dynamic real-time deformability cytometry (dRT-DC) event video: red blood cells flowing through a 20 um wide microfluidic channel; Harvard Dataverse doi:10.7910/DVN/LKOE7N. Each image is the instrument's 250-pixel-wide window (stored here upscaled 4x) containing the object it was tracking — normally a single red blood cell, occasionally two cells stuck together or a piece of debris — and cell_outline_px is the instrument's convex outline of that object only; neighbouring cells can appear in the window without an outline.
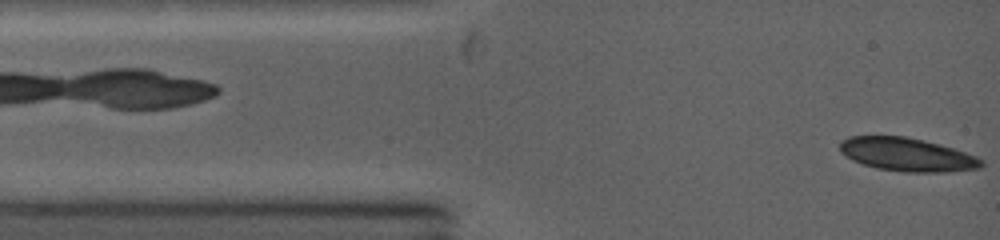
{"species": "common noctule bat (a hibernating species)", "species_latin": "Nyctalus noctula", "temperature_condition": "warm", "stored_images_in_passage": 2, "camera_frame_rate_fps": 5000, "um_per_image_px": 0.085, "animal": {"sex": "female", "body_mass_g": 19.0, "forearm_length_mm": 53.3}, "frame": {"image": 1, "passage_image": 1, "time_ms": 0.0, "image_size_px": [1000, 240], "cell_outline_px": [[984, 164], [980, 168], [948, 172], [900, 172], [876, 168], [852, 160], [844, 156], [840, 152], [840, 140], [848, 136], [904, 136], [924, 140], [940, 144], [976, 156], [984, 160]], "centroid_in_image_um": [77.08, 13.14], "position_along_channel_um": 7.9, "area_um2": 27.74}}